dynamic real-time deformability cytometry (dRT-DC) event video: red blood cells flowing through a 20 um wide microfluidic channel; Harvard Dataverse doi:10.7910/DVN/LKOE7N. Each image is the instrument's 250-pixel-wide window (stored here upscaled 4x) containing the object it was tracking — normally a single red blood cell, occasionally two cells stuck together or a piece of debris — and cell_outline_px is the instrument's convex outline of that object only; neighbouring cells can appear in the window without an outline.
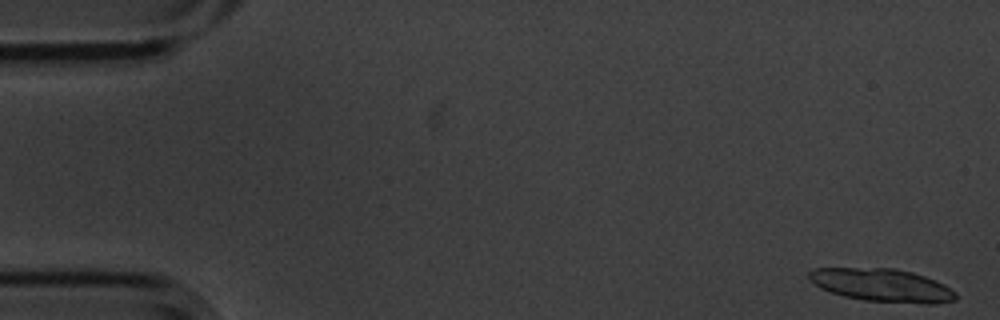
{"species": "common noctule bat (a hibernating species)", "species_latin": "Nyctalus noctula", "temperature_condition": "cold", "stored_images_in_passage": 27, "segment_of_instrument_passage": [1, 2], "camera_frame_rate_fps": 3000, "um_per_image_px": 0.085, "animal": {"sex": "male", "body_mass_g": 20.1, "forearm_length_mm": 53.5}, "frame": {"image": 1, "passage_image": 1, "time_ms": 0.0, "image_size_px": [1000, 320], "cell_outline_px": [[956, 300], [936, 304], [924, 304], [864, 300], [844, 296], [820, 288], [808, 276], [808, 272], [812, 268], [892, 268], [912, 272], [936, 280], [944, 284], [956, 292]], "centroid_in_image_um": [75.01, 24.24], "position_along_channel_um": 10.0, "area_um2": 28.21}}